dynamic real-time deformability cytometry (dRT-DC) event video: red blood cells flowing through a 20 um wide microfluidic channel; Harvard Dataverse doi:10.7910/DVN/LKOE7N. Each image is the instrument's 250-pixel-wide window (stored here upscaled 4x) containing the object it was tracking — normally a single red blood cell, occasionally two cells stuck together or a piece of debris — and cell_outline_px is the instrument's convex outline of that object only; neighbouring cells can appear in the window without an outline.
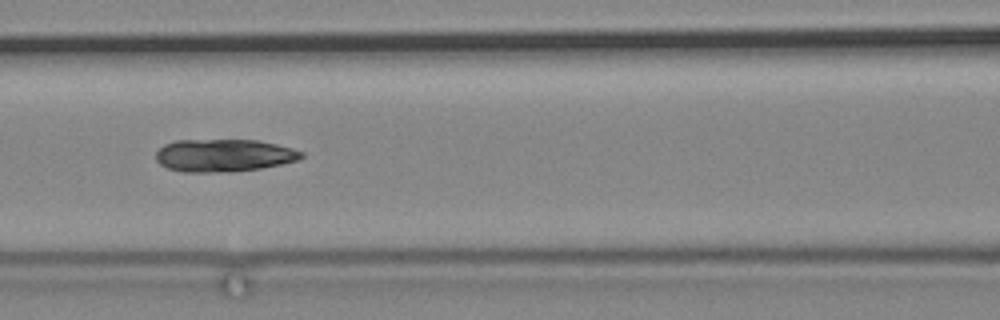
{"species": "common noctule bat (a hibernating species)", "species_latin": "Nyctalus noctula", "temperature_condition": "cold", "stored_images_in_passage": 71, "camera_frame_rate_fps": 3000, "um_per_image_px": 0.085, "animal": {"sex": "male", "body_mass_g": 19.2, "forearm_length_mm": 51.8}, "frame": {"image": 1, "passage_image": 35, "time_ms": 11.333, "image_size_px": [1000, 320], "cell_outline_px": [[304, 156], [300, 160], [260, 168], [228, 172], [184, 172], [168, 168], [160, 164], [156, 160], [156, 152], [164, 144], [176, 140], [260, 140], [292, 148], [304, 152]], "centroid_in_image_um": [19.04, 13.2], "position_along_channel_um": 147.6, "area_um2": 27.74}}
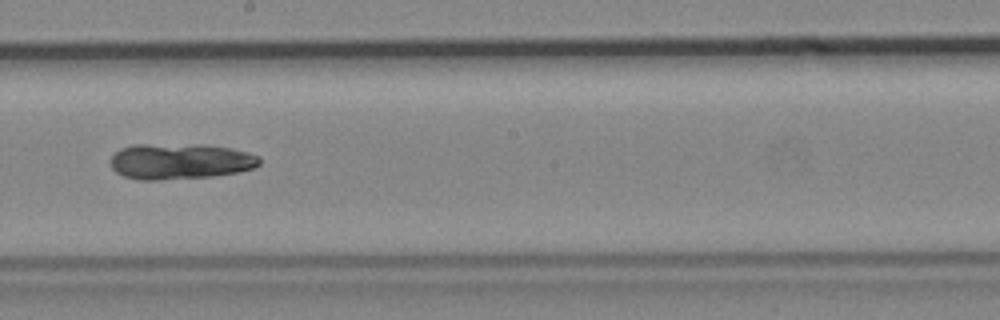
{"frame": {"image": 2, "passage_image": 43, "time_ms": 14.0, "image_size_px": [1000, 320], "cell_outline_px": [[260, 164], [252, 168], [236, 172], [212, 176], [160, 180], [140, 180], [124, 176], [116, 172], [112, 168], [108, 160], [120, 148], [132, 144], [204, 144], [232, 148], [248, 152], [260, 156]], "centroid_in_image_um": [15.28, 13.7], "position_along_channel_um": 232.9, "area_um2": 31.44}}
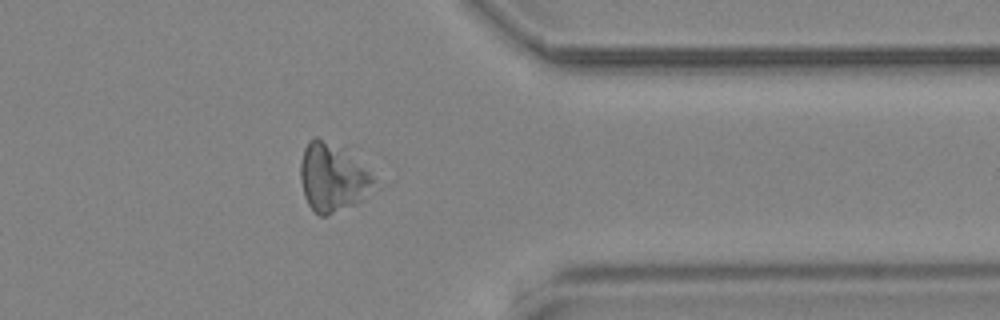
{"frame": {"image": 3, "passage_image": 58, "time_ms": 19.0, "image_size_px": [1000, 320], "cell_outline_px": [[376, 180], [364, 200], [360, 204], [328, 216], [320, 216], [308, 204], [304, 196], [300, 180], [300, 160], [304, 148], [308, 140], [312, 136], [316, 136], [344, 144]], "centroid_in_image_um": [28.27, 15.04], "position_along_channel_um": 383.1, "area_um2": 30.46}}